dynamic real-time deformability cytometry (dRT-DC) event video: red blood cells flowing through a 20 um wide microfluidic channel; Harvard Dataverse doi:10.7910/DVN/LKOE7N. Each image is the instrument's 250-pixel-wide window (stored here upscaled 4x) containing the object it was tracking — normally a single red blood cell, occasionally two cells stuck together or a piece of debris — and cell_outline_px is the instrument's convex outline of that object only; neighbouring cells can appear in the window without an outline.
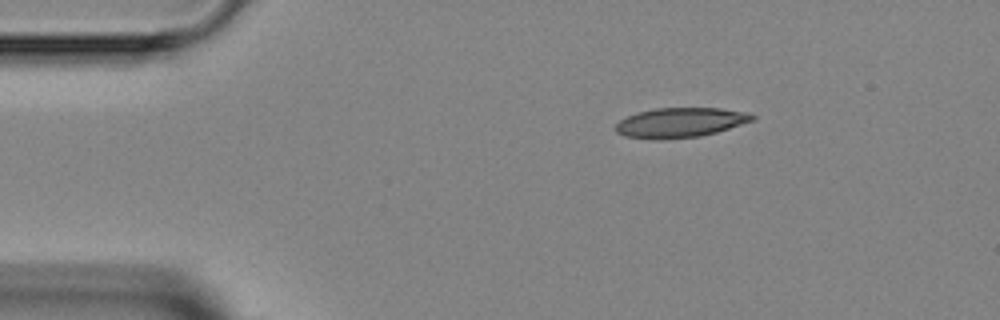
{"species": "Egyptian fruit bat (a non-hibernating species)", "species_latin": "Rousettus aegyptiacus", "temperature_condition": "room temperature", "stored_images_in_passage": 3, "camera_frame_rate_fps": 3000, "um_per_image_px": 0.085, "animal": {"sex": "female"}, "frame": {"image": 1, "passage_image": 3, "time_ms": 2.333, "image_size_px": [1000, 320], "cell_outline_px": [[756, 120], [716, 132], [700, 136], [660, 140], [656, 140], [624, 136], [616, 132], [616, 124], [620, 120], [636, 112], [656, 108], [720, 108], [748, 112], [756, 116]], "centroid_in_image_um": [57.84, 10.42], "position_along_channel_um": 27.2, "area_um2": 23.87}}